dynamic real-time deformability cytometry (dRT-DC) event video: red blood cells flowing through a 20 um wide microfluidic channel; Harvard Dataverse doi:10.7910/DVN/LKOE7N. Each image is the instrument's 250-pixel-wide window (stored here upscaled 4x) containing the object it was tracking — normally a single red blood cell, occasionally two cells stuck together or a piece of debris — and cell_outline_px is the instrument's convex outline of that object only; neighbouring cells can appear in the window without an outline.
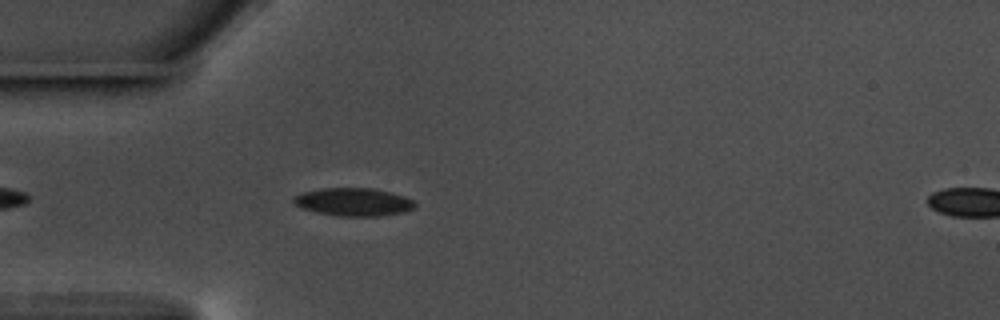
{"species": "common noctule bat (a hibernating species)", "species_latin": "Nyctalus noctula", "temperature_condition": "warm", "stored_images_in_passage": 46, "camera_frame_rate_fps": 3000, "um_per_image_px": 0.085, "animal": {"sex": "male", "body_mass_g": 17.5, "forearm_length_mm": 52.3}, "frame": {"image": 1, "passage_image": 5, "time_ms": 1.333, "image_size_px": [1000, 320], "cell_outline_px": [[416, 208], [404, 212], [380, 216], [340, 216], [316, 212], [304, 208], [296, 204], [292, 200], [300, 192], [320, 188], [372, 188], [404, 196], [412, 200], [416, 204]], "centroid_in_image_um": [30.06, 17.16], "position_along_channel_um": 54.9, "area_um2": 19.71}}
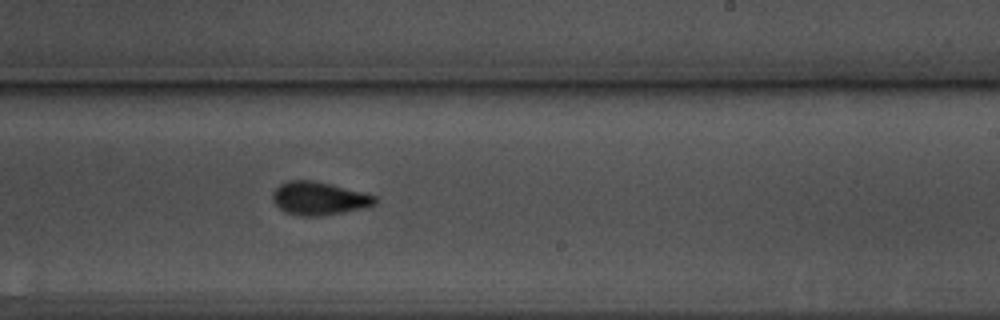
{"frame": {"image": 2, "passage_image": 23, "time_ms": 7.333, "image_size_px": [1000, 320], "cell_outline_px": [[376, 204], [360, 208], [324, 216], [300, 216], [284, 212], [272, 200], [272, 192], [280, 184], [288, 180], [312, 180], [332, 184], [364, 192], [376, 196]], "centroid_in_image_um": [27.09, 16.86], "position_along_channel_um": 261.9, "area_um2": 19.83}}
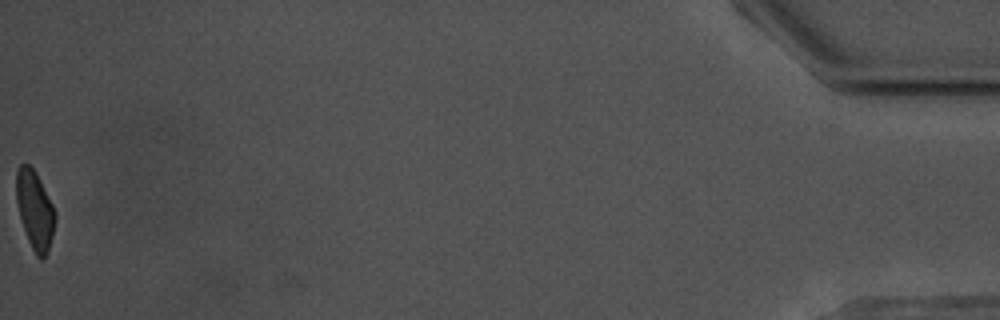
{"frame": {"image": 3, "passage_image": 46, "time_ms": 15.0, "image_size_px": [1000, 320], "cell_outline_px": [[56, 220], [48, 252], [44, 260], [40, 260], [36, 256], [28, 240], [20, 216], [16, 200], [16, 172], [20, 164], [28, 164], [36, 172], [52, 204], [56, 216]], "centroid_in_image_um": [2.97, 17.87], "position_along_channel_um": 432.2, "area_um2": 17.69}, "authors_computed_cell_mechanics": {"area_um2": 19.4497, "velocity_mm_per_s": 3.5526, "shape_relaxation_time_tau1_ms": 4.7134, "shape_relaxation_time_tau2_ms": 2.3014, "deformation_change_tau1": 0.1338, "deformation_change_tau2": 0.0621}}